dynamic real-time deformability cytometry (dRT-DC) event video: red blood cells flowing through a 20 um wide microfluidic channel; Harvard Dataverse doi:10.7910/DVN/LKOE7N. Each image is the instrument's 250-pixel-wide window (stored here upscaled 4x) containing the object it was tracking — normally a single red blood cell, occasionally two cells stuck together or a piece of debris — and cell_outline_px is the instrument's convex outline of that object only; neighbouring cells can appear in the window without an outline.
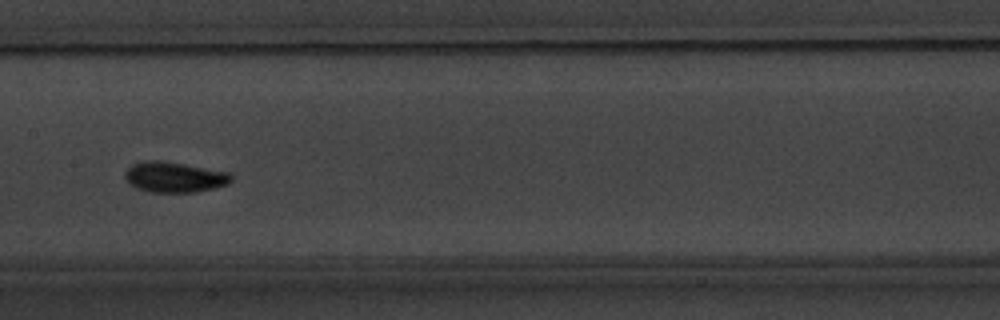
{"species": "common noctule bat (a hibernating species)", "species_latin": "Nyctalus noctula", "temperature_condition": "warm", "stored_images_in_passage": 8, "camera_frame_rate_fps": 3000, "um_per_image_px": 0.085, "animal": {"sex": "male", "body_mass_g": 20.1, "forearm_length_mm": 53.5}, "frame": {"image": 1, "passage_image": 8, "time_ms": 8.333, "image_size_px": [1000, 320], "cell_outline_px": [[232, 180], [228, 184], [196, 192], [152, 192], [136, 188], [124, 176], [124, 172], [132, 164], [144, 160], [160, 160], [184, 164], [228, 172], [232, 176]], "centroid_in_image_um": [14.81, 15.04], "position_along_channel_um": 192.6, "area_um2": 18.73}}